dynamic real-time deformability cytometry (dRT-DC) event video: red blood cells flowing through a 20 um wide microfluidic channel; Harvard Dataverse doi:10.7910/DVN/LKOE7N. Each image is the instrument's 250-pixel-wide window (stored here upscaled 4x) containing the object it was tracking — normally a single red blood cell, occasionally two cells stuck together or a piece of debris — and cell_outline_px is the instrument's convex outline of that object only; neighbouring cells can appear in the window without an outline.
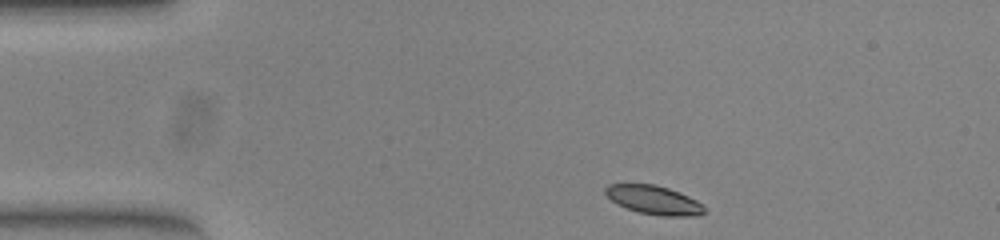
{"species": "common noctule bat (a hibernating species)", "species_latin": "Nyctalus noctula", "temperature_condition": "warm", "stored_images_in_passage": 44, "camera_frame_rate_fps": 3000, "um_per_image_px": 0.085, "animal": {"sex": "female", "body_mass_g": 23.0, "forearm_length_mm": 53.4}, "frame": {"image": 1, "passage_image": 1, "time_ms": 0.0, "image_size_px": [1000, 240], "cell_outline_px": [[704, 212], [700, 216], [660, 216], [640, 212], [616, 204], [604, 192], [604, 188], [608, 184], [656, 184], [668, 188], [688, 196], [704, 204]], "centroid_in_image_um": [55.59, 17.0], "position_along_channel_um": 29.4, "area_um2": 16.59}}
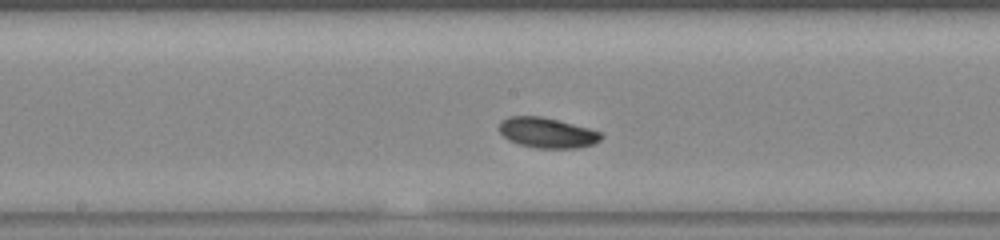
{"frame": {"image": 2, "passage_image": 19, "time_ms": 6.0, "image_size_px": [1000, 240], "cell_outline_px": [[604, 136], [600, 140], [592, 144], [576, 148], [536, 148], [520, 144], [508, 140], [500, 132], [500, 120], [508, 116], [540, 116], [588, 128], [600, 132]], "centroid_in_image_um": [46.48, 11.28], "position_along_channel_um": 201.7, "area_um2": 17.8}}
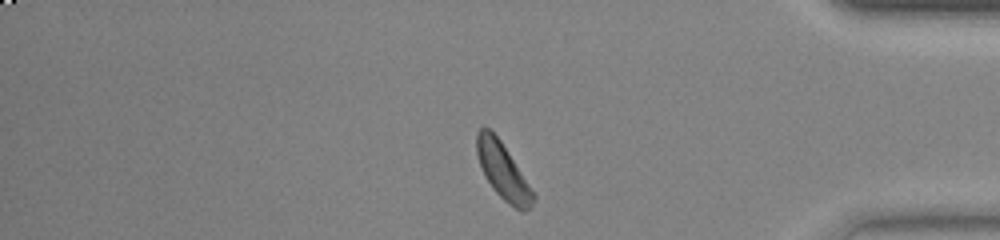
{"frame": {"image": 3, "passage_image": 36, "time_ms": 11.667, "image_size_px": [1000, 240], "cell_outline_px": [[536, 196], [532, 208], [524, 212], [508, 204], [496, 192], [488, 180], [480, 164], [476, 152], [476, 132], [480, 128], [488, 128], [500, 140]], "centroid_in_image_um": [42.76, 14.57], "position_along_channel_um": 392.4, "area_um2": 17.98}, "authors_computed_cell_mechanics": {"area_um2": 17.918, "velocity_mm_per_s": 3.8515, "shape_relaxation_time_tau1_ms": 3.7872, "shape_relaxation_time_tau2_ms": null, "deformation_change_tau1": 0.168, "deformation_change_tau2": null}}